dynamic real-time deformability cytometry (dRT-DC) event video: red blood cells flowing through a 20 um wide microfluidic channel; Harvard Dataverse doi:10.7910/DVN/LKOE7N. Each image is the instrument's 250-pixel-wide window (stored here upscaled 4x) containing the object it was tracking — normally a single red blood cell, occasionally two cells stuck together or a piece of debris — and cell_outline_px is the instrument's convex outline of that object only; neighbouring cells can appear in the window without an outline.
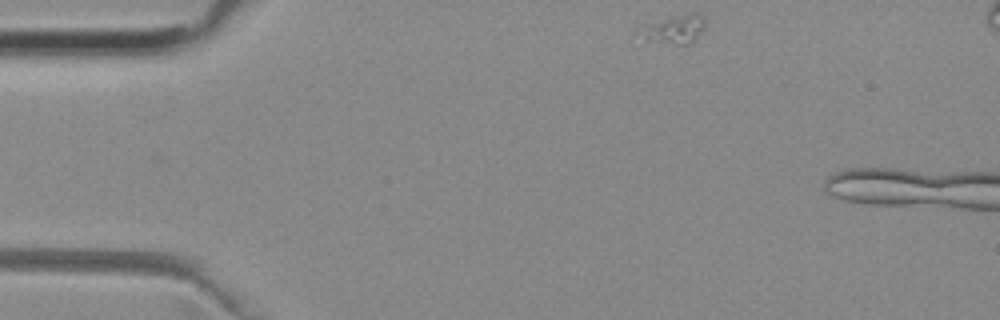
{"species": "common noctule bat (a hibernating species)", "species_latin": "Nyctalus noctula", "temperature_condition": "room temperature", "stored_images_in_passage": 4, "camera_frame_rate_fps": 3000, "um_per_image_px": 0.085, "animal": {"sex": "female", "body_mass_g": 29.2, "forearm_length_mm": 56.3}, "frame": {"image": 1, "passage_image": 1, "time_ms": 0.0, "image_size_px": [1000, 320], "cell_outline_px": [[704, 28], [688, 44], [676, 44], [644, 40], [636, 32], [636, 28], [688, 12], [700, 12], [704, 20]], "centroid_in_image_um": [57.27, 2.47], "position_along_channel_um": 27.7, "area_um2": 10.75}}